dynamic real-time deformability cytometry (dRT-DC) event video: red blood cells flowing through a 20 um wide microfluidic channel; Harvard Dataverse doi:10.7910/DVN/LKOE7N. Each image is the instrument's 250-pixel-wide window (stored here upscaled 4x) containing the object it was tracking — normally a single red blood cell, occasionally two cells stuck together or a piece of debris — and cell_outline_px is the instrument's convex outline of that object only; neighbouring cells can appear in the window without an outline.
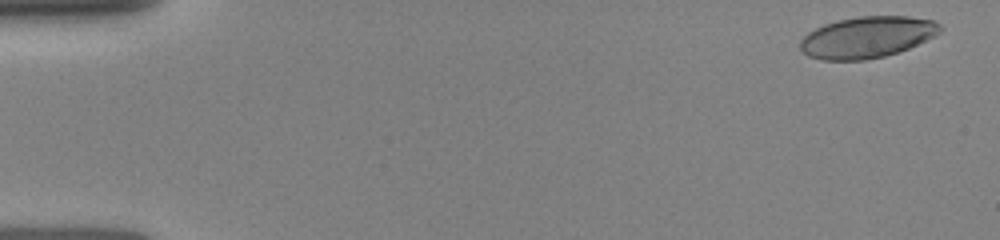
{"species": "human", "species_latin": "Homo sapiens", "temperature_condition": "room temperature", "stored_images_in_passage": 11, "camera_frame_rate_fps": 3000, "um_per_image_px": 0.085, "donor": {"sex": "female"}, "frame": {"image": 1, "passage_image": 1, "time_ms": 0.0, "image_size_px": [1000, 240], "cell_outline_px": [[944, 28], [940, 32], [908, 48], [884, 56], [864, 60], [820, 60], [808, 56], [800, 48], [800, 40], [808, 32], [824, 24], [840, 20], [860, 16], [908, 16], [932, 20], [940, 24]], "centroid_in_image_um": [73.68, 3.16], "position_along_channel_um": 11.3, "area_um2": 33.47}}
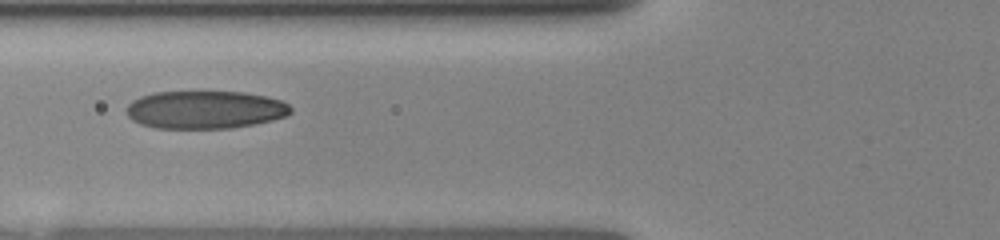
{"frame": {"image": 2, "passage_image": 8, "time_ms": 5.667, "image_size_px": [1000, 240], "cell_outline_px": [[292, 112], [284, 116], [272, 120], [232, 128], [156, 128], [140, 124], [132, 120], [128, 116], [128, 104], [132, 100], [140, 96], [152, 92], [244, 92], [264, 96], [280, 100], [288, 104], [292, 108]], "centroid_in_image_um": [17.41, 9.32], "position_along_channel_um": 108.4, "area_um2": 36.18}}
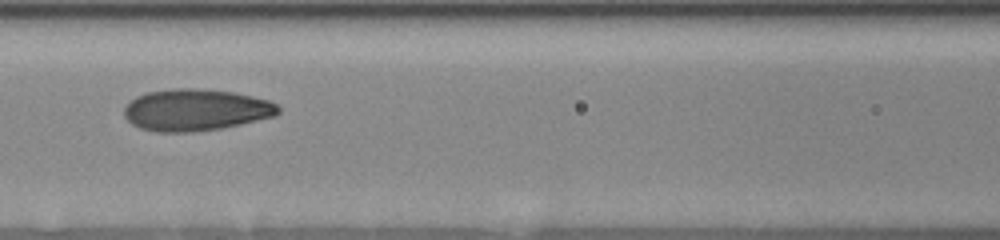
{"frame": {"image": 3, "passage_image": 10, "time_ms": 6.667, "image_size_px": [1000, 240], "cell_outline_px": [[280, 112], [276, 116], [240, 124], [220, 128], [192, 132], [156, 132], [140, 128], [132, 124], [124, 116], [124, 108], [136, 96], [148, 92], [176, 88], [196, 88], [232, 92], [252, 96], [268, 100], [276, 104], [280, 108]], "centroid_in_image_um": [16.64, 9.35], "position_along_channel_um": 150.0, "area_um2": 37.4}}